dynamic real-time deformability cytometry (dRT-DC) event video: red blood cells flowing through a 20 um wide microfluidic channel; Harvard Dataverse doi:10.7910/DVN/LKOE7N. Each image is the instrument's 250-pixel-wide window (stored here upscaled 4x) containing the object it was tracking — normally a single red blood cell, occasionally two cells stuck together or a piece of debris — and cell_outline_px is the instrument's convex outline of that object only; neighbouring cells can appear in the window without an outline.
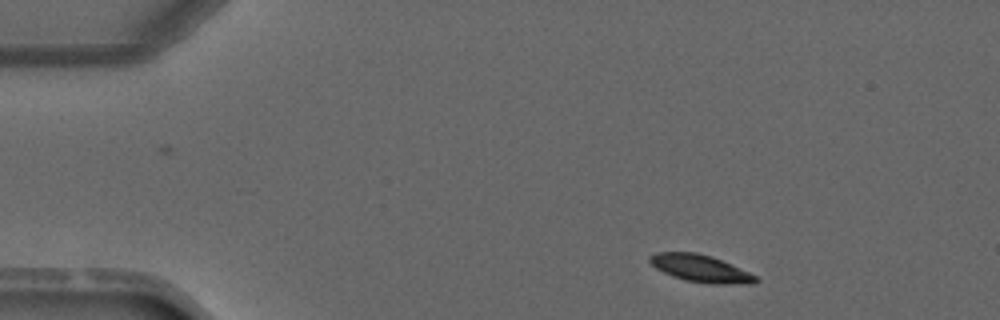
{"species": "common noctule bat (a hibernating species)", "species_latin": "Nyctalus noctula", "temperature_condition": "warm", "stored_images_in_passage": 3, "camera_frame_rate_fps": 3000, "um_per_image_px": 0.085, "animal": {"sex": "male", "forearm_length_mm": 52.5}, "frame": {"image": 1, "passage_image": 1, "time_ms": 0.0, "image_size_px": [1000, 320], "cell_outline_px": [[760, 280], [752, 284], [708, 284], [684, 280], [672, 276], [656, 268], [648, 260], [648, 256], [656, 252], [696, 252], [712, 256], [748, 272], [756, 276]], "centroid_in_image_um": [59.53, 22.82], "position_along_channel_um": 25.5, "area_um2": 16.88}}
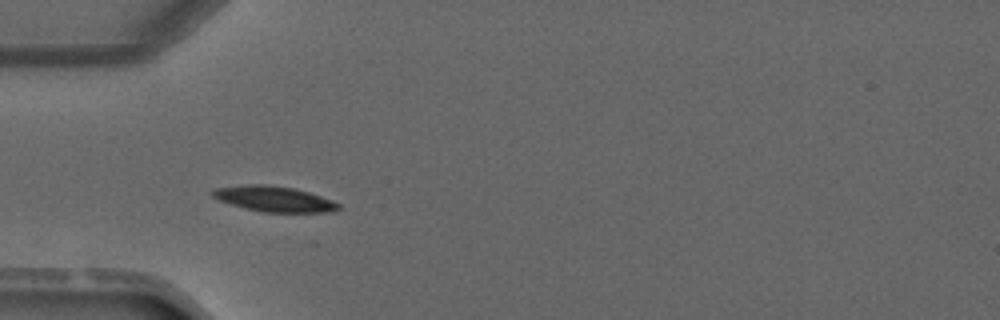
{"frame": {"image": 2, "passage_image": 3, "time_ms": 2.333, "image_size_px": [1000, 320], "cell_outline_px": [[340, 208], [336, 212], [260, 212], [244, 208], [220, 200], [212, 196], [208, 192], [216, 188], [248, 184], [268, 184], [292, 188], [308, 192], [332, 200], [340, 204]], "centroid_in_image_um": [23.3, 16.91], "position_along_channel_um": 61.7, "area_um2": 18.73}}